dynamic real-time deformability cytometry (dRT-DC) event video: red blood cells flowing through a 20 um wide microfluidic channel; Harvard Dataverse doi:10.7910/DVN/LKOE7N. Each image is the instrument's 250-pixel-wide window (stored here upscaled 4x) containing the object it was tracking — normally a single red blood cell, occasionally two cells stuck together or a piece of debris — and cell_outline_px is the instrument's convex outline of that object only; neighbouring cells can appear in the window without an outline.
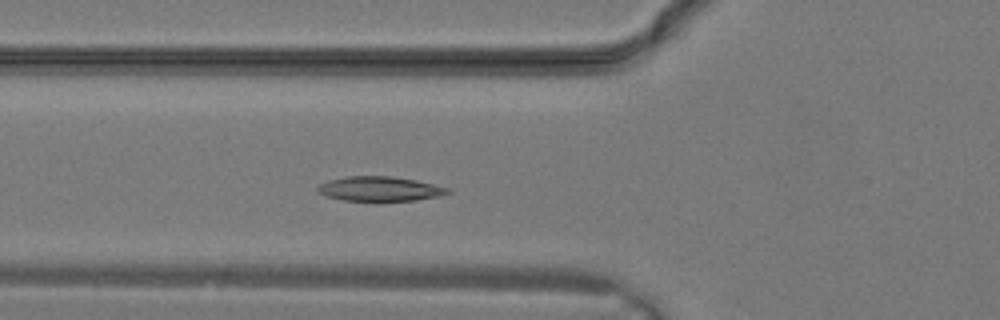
{"species": "common noctule bat (a hibernating species)", "species_latin": "Nyctalus noctula", "temperature_condition": "warm", "stored_images_in_passage": 27, "camera_frame_rate_fps": 3000, "um_per_image_px": 0.085, "animal": {"sex": "male", "body_mass_g": 19.2, "forearm_length_mm": 51.8}, "frame": {"image": 1, "passage_image": 7, "time_ms": 2.0, "image_size_px": [1000, 320], "cell_outline_px": [[452, 192], [440, 196], [416, 200], [380, 204], [376, 204], [344, 200], [324, 196], [316, 192], [316, 188], [320, 184], [328, 180], [348, 176], [392, 176], [416, 180], [448, 188]], "centroid_in_image_um": [32.25, 16.1], "position_along_channel_um": 93.6, "area_um2": 19.65}}
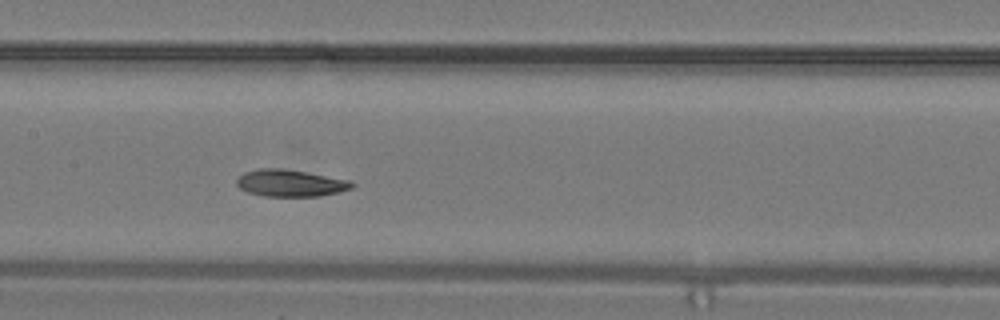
{"frame": {"image": 2, "passage_image": 11, "time_ms": 3.333, "image_size_px": [1000, 320], "cell_outline_px": [[356, 184], [352, 188], [340, 192], [320, 196], [264, 196], [248, 192], [240, 188], [236, 184], [236, 180], [244, 172], [260, 168], [280, 168], [304, 172], [348, 180]], "centroid_in_image_um": [24.67, 15.57], "position_along_channel_um": 182.7, "area_um2": 17.92}}
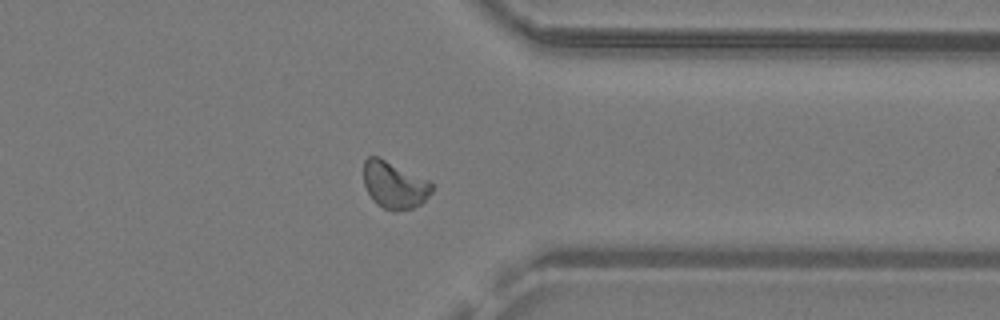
{"frame": {"image": 3, "passage_image": 20, "time_ms": 6.333, "image_size_px": [1000, 320], "cell_outline_px": [[436, 184], [432, 192], [420, 204], [412, 208], [396, 212], [392, 212], [384, 208], [372, 200], [364, 184], [364, 160], [368, 156], [376, 156], [432, 180]], "centroid_in_image_um": [33.57, 15.73], "position_along_channel_um": 377.8, "area_um2": 19.02}}